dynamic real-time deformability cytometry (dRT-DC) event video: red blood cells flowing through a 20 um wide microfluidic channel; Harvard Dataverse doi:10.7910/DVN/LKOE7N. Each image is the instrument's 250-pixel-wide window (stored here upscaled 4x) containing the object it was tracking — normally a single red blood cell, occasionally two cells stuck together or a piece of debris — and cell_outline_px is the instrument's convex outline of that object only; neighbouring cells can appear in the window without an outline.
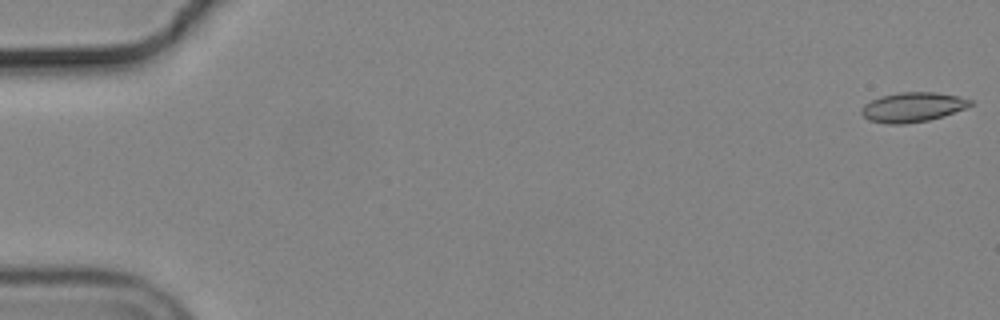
{"species": "common noctule bat (a hibernating species)", "species_latin": "Nyctalus noctula", "temperature_condition": "cold", "stored_images_in_passage": 49, "camera_frame_rate_fps": 3000, "um_per_image_px": 0.085, "animal": {"sex": "male", "body_mass_g": 19.2, "forearm_length_mm": 51.8}, "frame": {"image": 1, "passage_image": 1, "time_ms": 0.0, "image_size_px": [1000, 320], "cell_outline_px": [[972, 104], [964, 108], [944, 116], [928, 120], [904, 124], [888, 124], [868, 120], [860, 112], [860, 108], [864, 104], [880, 96], [900, 92], [936, 92], [960, 96], [972, 100]], "centroid_in_image_um": [77.55, 9.1], "position_along_channel_um": 7.4, "area_um2": 18.84}}
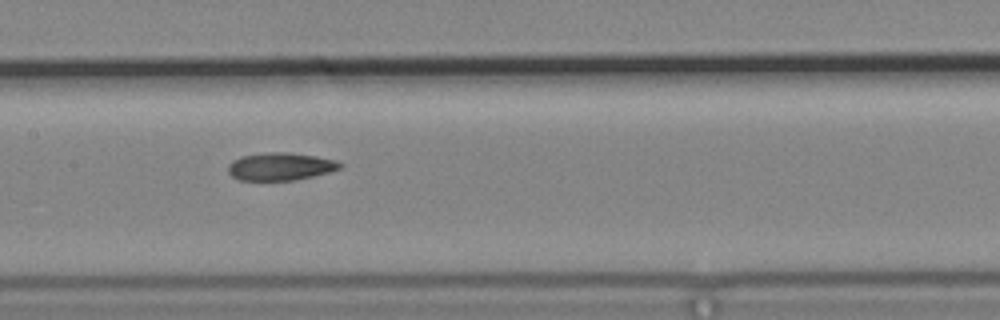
{"frame": {"image": 2, "passage_image": 28, "time_ms": 9.0, "image_size_px": [1000, 320], "cell_outline_px": [[344, 164], [340, 168], [328, 172], [312, 176], [292, 180], [240, 180], [232, 176], [228, 172], [228, 164], [232, 160], [240, 156], [264, 152], [288, 152], [316, 156], [336, 160]], "centroid_in_image_um": [23.81, 14.14], "position_along_channel_um": 183.6, "area_um2": 18.09}}
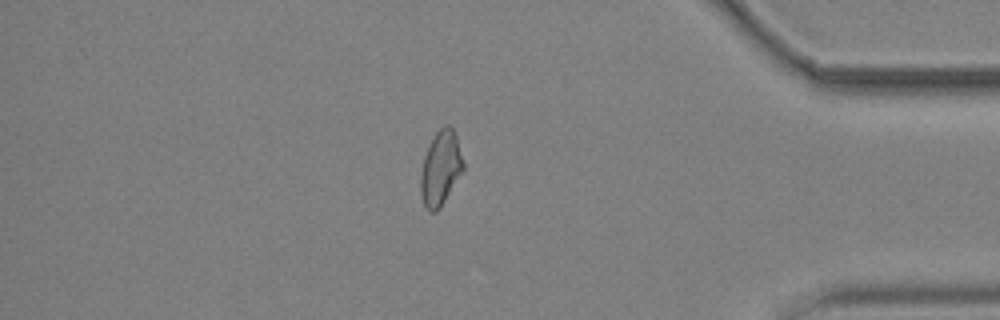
{"frame": {"image": 3, "passage_image": 48, "time_ms": 15.667, "image_size_px": [1000, 320], "cell_outline_px": [[464, 172], [440, 208], [436, 212], [428, 212], [424, 204], [420, 192], [420, 176], [424, 156], [428, 144], [436, 132], [444, 124], [448, 124], [452, 128], [456, 136], [464, 164]], "centroid_in_image_um": [37.45, 14.31], "position_along_channel_um": 397.7, "area_um2": 18.79}}